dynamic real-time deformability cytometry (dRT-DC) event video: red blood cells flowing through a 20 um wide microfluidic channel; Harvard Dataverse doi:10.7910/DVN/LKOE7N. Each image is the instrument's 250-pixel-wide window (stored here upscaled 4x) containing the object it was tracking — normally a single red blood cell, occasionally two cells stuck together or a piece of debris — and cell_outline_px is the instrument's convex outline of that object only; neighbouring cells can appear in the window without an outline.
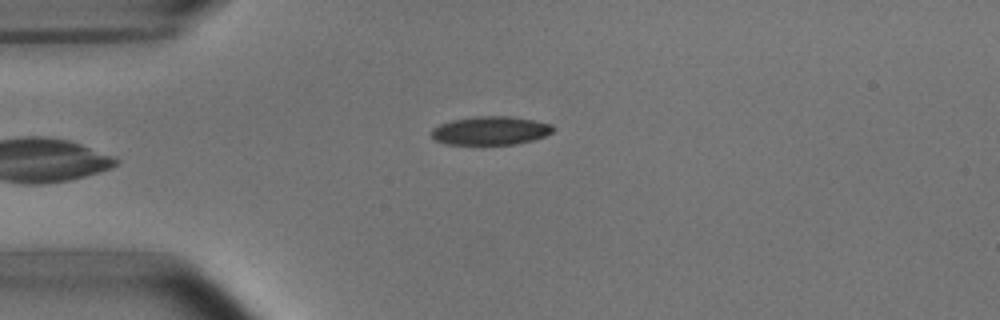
{"species": "common noctule bat (a hibernating species)", "species_latin": "Nyctalus noctula", "temperature_condition": "room temperature", "stored_images_in_passage": 5, "camera_frame_rate_fps": 3000, "um_per_image_px": 0.085, "animal": {"sex": "male", "body_mass_g": 15.6}, "frame": {"image": 1, "passage_image": 5, "time_ms": 4.667, "image_size_px": [1000, 320], "cell_outline_px": [[556, 128], [552, 132], [544, 136], [532, 140], [516, 144], [448, 144], [436, 140], [432, 136], [432, 128], [440, 124], [452, 120], [476, 116], [508, 116], [532, 120], [552, 124]], "centroid_in_image_um": [41.71, 11.1], "position_along_channel_um": 43.3, "area_um2": 20.06}}